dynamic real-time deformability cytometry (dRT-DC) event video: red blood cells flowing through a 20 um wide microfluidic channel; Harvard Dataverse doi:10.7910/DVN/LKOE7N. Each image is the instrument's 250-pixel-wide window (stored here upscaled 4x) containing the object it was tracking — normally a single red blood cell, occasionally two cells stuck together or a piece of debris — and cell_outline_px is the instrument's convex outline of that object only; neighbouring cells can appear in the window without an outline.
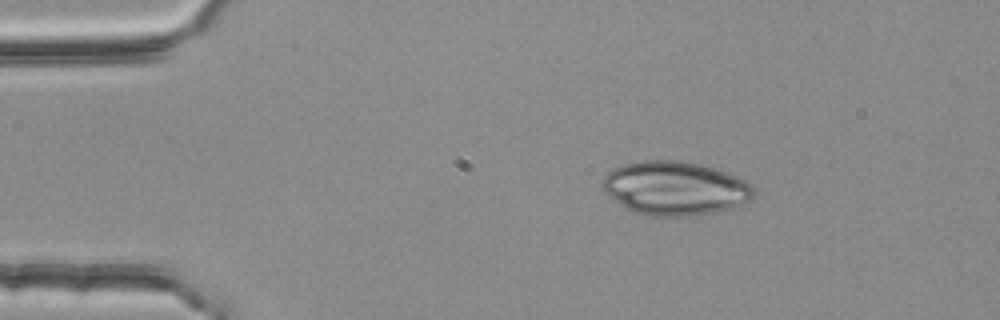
{"species": "common noctule bat (a hibernating species)", "species_latin": "Nyctalus noctula", "temperature_condition": "room temperature", "stored_images_in_passage": 45, "camera_frame_rate_fps": 3000, "um_per_image_px": 0.085, "animal": {"sex": "female", "body_mass_g": 25.1}, "frame": {"image": 1, "passage_image": 1, "time_ms": 0.0, "image_size_px": [1000, 320], "cell_outline_px": [[756, 192], [748, 200], [732, 208], [712, 212], [688, 216], [644, 216], [624, 208], [612, 200], [600, 188], [600, 180], [612, 168], [624, 164], [644, 160], [684, 160], [716, 168], [736, 176], [752, 184], [756, 188]], "centroid_in_image_um": [57.31, 15.99], "position_along_channel_um": 27.7, "area_um2": 48.09}}
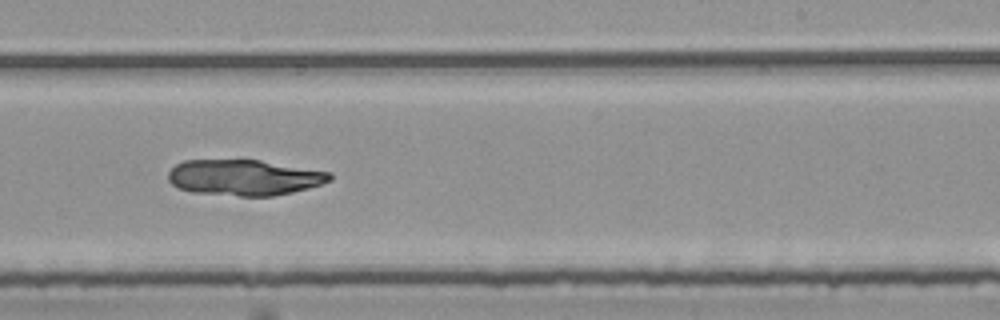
{"frame": {"image": 2, "passage_image": 25, "time_ms": 8.0, "image_size_px": [1000, 320], "cell_outline_px": [[332, 180], [308, 188], [292, 192], [272, 196], [240, 196], [192, 192], [180, 188], [172, 184], [168, 180], [168, 172], [176, 164], [184, 160], [260, 160], [332, 172]], "centroid_in_image_um": [20.77, 15.08], "position_along_channel_um": 268.2, "area_um2": 33.7}}
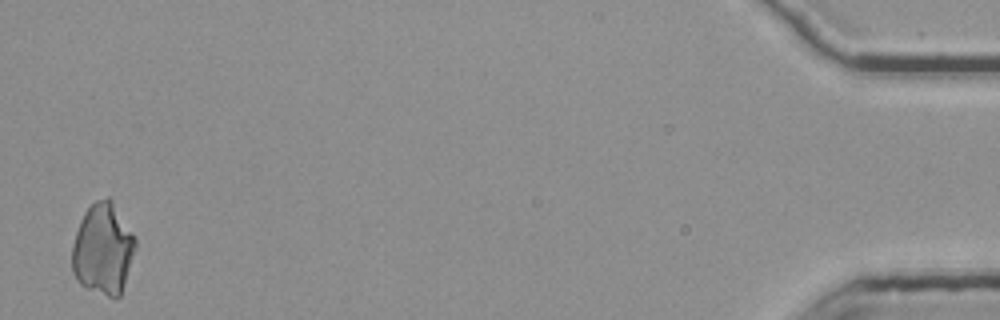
{"frame": {"image": 3, "passage_image": 45, "time_ms": 14.667, "image_size_px": [1000, 320], "cell_outline_px": [[136, 248], [120, 296], [116, 300], [88, 288], [80, 284], [76, 280], [72, 272], [72, 244], [76, 232], [84, 212], [96, 200], [108, 196], [112, 200], [132, 232], [136, 240]], "centroid_in_image_um": [8.75, 21.18], "position_along_channel_um": 426.4, "area_um2": 33.7}}